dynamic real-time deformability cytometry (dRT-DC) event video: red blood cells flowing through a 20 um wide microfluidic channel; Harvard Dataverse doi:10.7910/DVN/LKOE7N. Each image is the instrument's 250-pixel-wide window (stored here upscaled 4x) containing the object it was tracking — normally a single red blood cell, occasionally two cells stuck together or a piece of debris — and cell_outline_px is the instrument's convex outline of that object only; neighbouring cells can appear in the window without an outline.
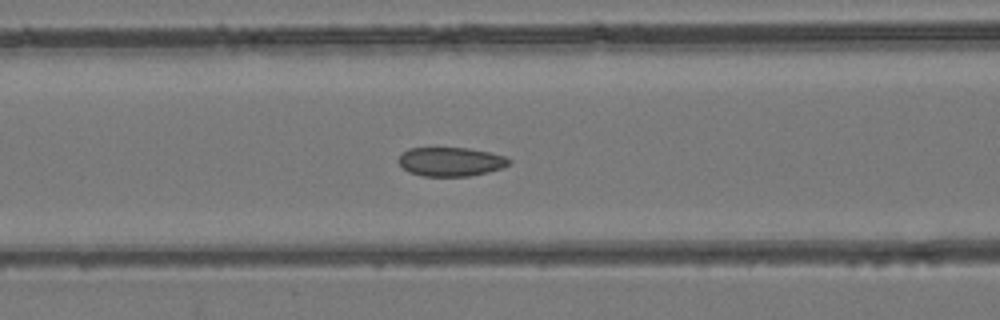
{"species": "common noctule bat (a hibernating species)", "species_latin": "Nyctalus noctula", "temperature_condition": "room temperature", "stored_images_in_passage": 51, "camera_frame_rate_fps": 3000, "um_per_image_px": 0.085, "animal": {"sex": "female", "body_mass_g": 24.6, "forearm_length_mm": 56.2}, "frame": {"image": 1, "passage_image": 21, "time_ms": 6.667, "image_size_px": [1000, 320], "cell_outline_px": [[512, 164], [504, 168], [488, 172], [468, 176], [424, 176], [408, 172], [396, 160], [408, 148], [468, 148], [488, 152], [504, 156], [512, 160]], "centroid_in_image_um": [38.34, 13.75], "position_along_channel_um": 128.3, "area_um2": 18.73}}
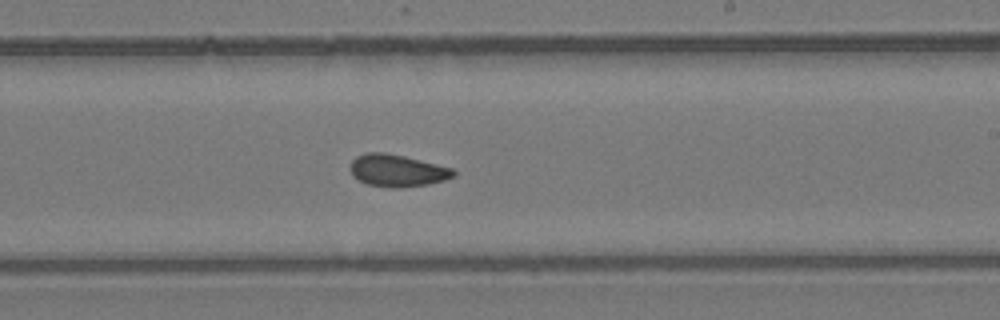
{"frame": {"image": 2, "passage_image": 30, "time_ms": 9.667, "image_size_px": [1000, 320], "cell_outline_px": [[456, 176], [444, 180], [428, 184], [400, 188], [392, 188], [368, 184], [352, 176], [352, 160], [356, 156], [368, 152], [384, 152], [404, 156], [452, 168], [456, 172]], "centroid_in_image_um": [33.79, 14.5], "position_along_channel_um": 255.2, "area_um2": 19.19}}
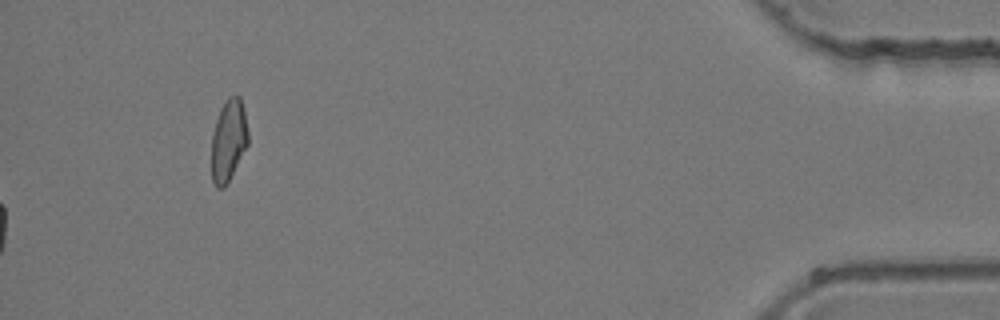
{"frame": {"image": 3, "passage_image": 51, "time_ms": 16.667, "image_size_px": [1000, 320], "cell_outline_px": [[248, 144], [224, 188], [216, 188], [212, 180], [212, 132], [220, 108], [228, 96], [240, 96], [244, 108], [248, 132]], "centroid_in_image_um": [19.42, 11.9], "position_along_channel_um": 415.8, "area_um2": 17.4}}